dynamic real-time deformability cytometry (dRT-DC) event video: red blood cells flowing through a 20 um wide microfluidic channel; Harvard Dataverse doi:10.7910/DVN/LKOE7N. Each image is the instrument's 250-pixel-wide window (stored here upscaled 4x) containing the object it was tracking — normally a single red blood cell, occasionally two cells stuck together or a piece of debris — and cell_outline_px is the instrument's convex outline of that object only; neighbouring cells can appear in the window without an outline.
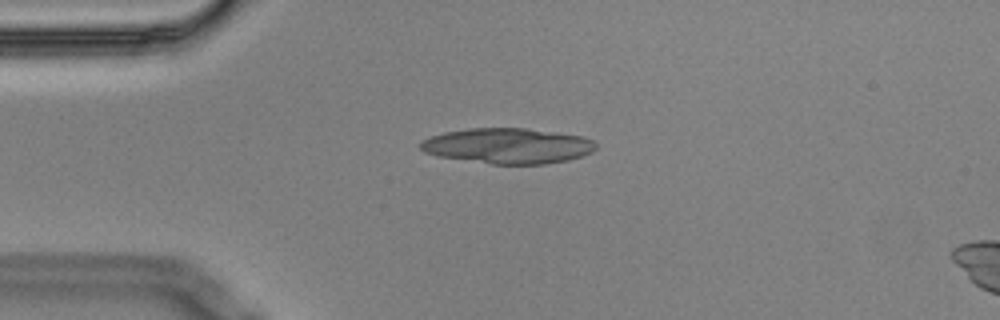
{"species": "Egyptian fruit bat (a non-hibernating species)", "species_latin": "Rousettus aegyptiacus", "temperature_condition": "cold", "stored_images_in_passage": 3, "camera_frame_rate_fps": 3000, "um_per_image_px": 0.085, "animal": {"sex": "male"}, "frame": {"image": 1, "passage_image": 1, "time_ms": 0.0, "image_size_px": [1000, 320], "cell_outline_px": [[596, 148], [592, 152], [568, 160], [544, 164], [492, 164], [436, 156], [424, 152], [420, 148], [420, 140], [444, 132], [468, 128], [524, 128], [580, 136], [592, 140], [596, 144]], "centroid_in_image_um": [43.11, 12.4], "position_along_channel_um": 41.9, "area_um2": 36.13}}